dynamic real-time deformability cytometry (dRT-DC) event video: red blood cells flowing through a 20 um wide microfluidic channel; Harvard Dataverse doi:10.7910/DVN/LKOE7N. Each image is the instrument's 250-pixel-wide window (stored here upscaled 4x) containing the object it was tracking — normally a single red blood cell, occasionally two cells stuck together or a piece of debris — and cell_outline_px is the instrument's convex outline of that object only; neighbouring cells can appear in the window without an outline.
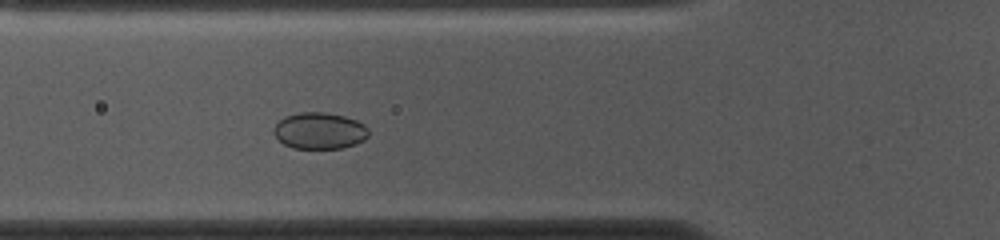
{"species": "common noctule bat (a hibernating species)", "species_latin": "Nyctalus noctula", "temperature_condition": "cold", "stored_images_in_passage": 51, "camera_frame_rate_fps": 3000, "um_per_image_px": 0.085, "animal": {"sex": "female", "body_mass_g": 10.0, "forearm_length_mm": 53.1}, "frame": {"image": 1, "passage_image": 15, "time_ms": 4.667, "image_size_px": [1000, 240], "cell_outline_px": [[368, 136], [364, 140], [356, 144], [344, 148], [292, 148], [284, 144], [272, 132], [276, 124], [284, 116], [300, 112], [324, 112], [344, 116], [356, 120], [364, 124], [368, 128]], "centroid_in_image_um": [27.17, 11.11], "position_along_channel_um": 98.6, "area_um2": 20.23}}
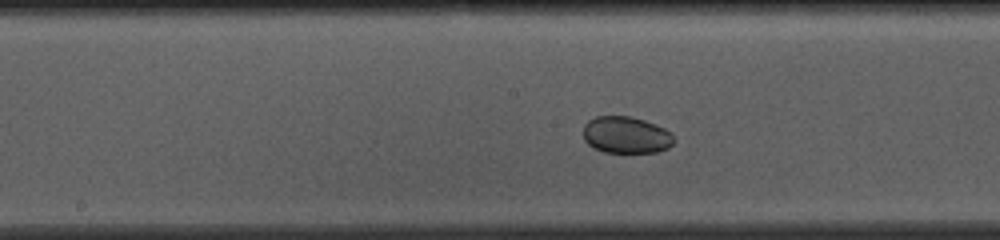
{"frame": {"image": 2, "passage_image": 23, "time_ms": 7.333, "image_size_px": [1000, 240], "cell_outline_px": [[672, 144], [668, 148], [656, 152], [604, 152], [588, 144], [584, 140], [584, 124], [588, 120], [596, 116], [632, 116], [656, 124], [672, 132]], "centroid_in_image_um": [53.21, 11.46], "position_along_channel_um": 195.0, "area_um2": 19.42}}
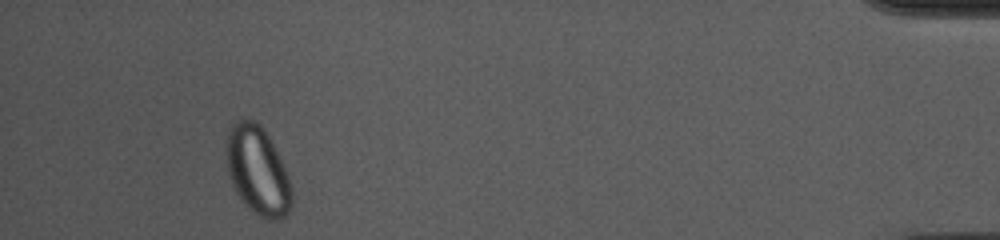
{"frame": {"image": 3, "passage_image": 47, "time_ms": 15.333, "image_size_px": [1000, 240], "cell_outline_px": [[292, 204], [288, 212], [280, 220], [268, 220], [252, 212], [240, 200], [232, 184], [228, 172], [224, 152], [228, 132], [232, 124], [236, 120], [256, 120], [264, 128], [288, 176], [292, 188]], "centroid_in_image_um": [21.87, 14.52], "position_along_channel_um": 413.3, "area_um2": 33.87}}